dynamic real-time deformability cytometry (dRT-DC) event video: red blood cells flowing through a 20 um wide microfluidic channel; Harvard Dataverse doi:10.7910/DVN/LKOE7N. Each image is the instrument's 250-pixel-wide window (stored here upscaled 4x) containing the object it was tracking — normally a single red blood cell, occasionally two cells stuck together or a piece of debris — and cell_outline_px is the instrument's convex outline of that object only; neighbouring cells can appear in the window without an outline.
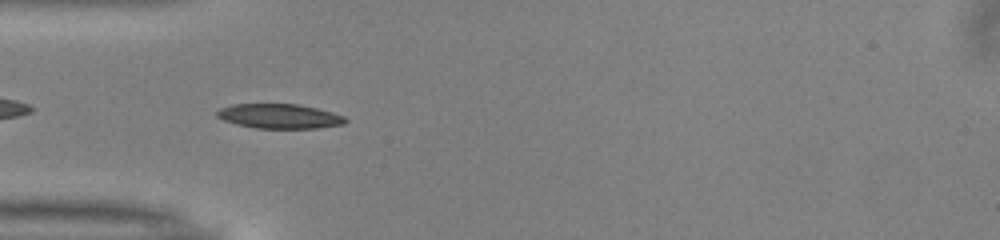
{"species": "common noctule bat (a hibernating species)", "species_latin": "Nyctalus noctula", "temperature_condition": "warm", "stored_images_in_passage": 38, "camera_frame_rate_fps": 3000, "um_per_image_px": 0.085, "animal": {"sex": "male", "body_mass_g": 13.0, "forearm_length_mm": 53.1}, "frame": {"image": 1, "passage_image": 3, "time_ms": 0.667, "image_size_px": [1000, 240], "cell_outline_px": [[348, 120], [344, 124], [316, 128], [256, 128], [236, 124], [224, 120], [216, 116], [216, 112], [220, 108], [232, 104], [300, 104], [332, 112], [344, 116]], "centroid_in_image_um": [23.75, 9.87], "position_along_channel_um": 61.3, "area_um2": 18.38}}
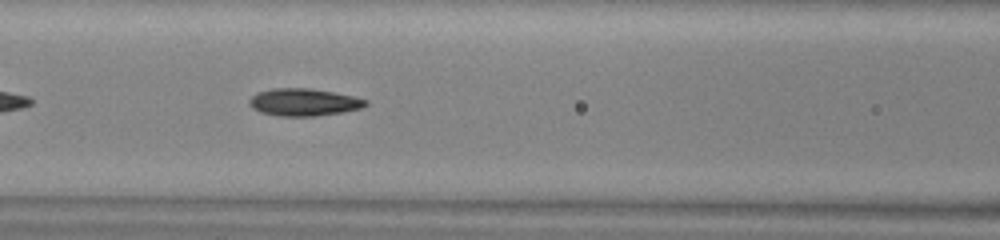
{"frame": {"image": 2, "passage_image": 9, "time_ms": 2.667, "image_size_px": [1000, 240], "cell_outline_px": [[368, 104], [360, 108], [340, 112], [316, 116], [280, 116], [260, 112], [252, 108], [248, 104], [248, 100], [256, 92], [272, 88], [308, 88], [356, 96], [368, 100]], "centroid_in_image_um": [25.79, 8.68], "position_along_channel_um": 140.8, "area_um2": 18.61}}
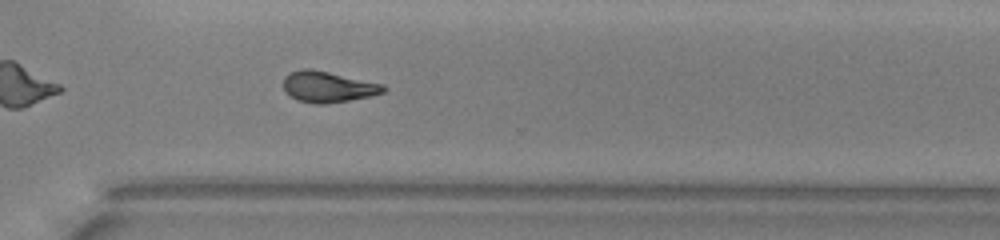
{"frame": {"image": 3, "passage_image": 24, "time_ms": 7.667, "image_size_px": [1000, 240], "cell_outline_px": [[388, 88], [384, 92], [368, 96], [348, 100], [324, 104], [316, 104], [296, 100], [284, 88], [284, 76], [288, 72], [300, 68], [312, 68], [384, 84]], "centroid_in_image_um": [27.87, 7.35], "position_along_channel_um": 342.7, "area_um2": 18.09}, "authors_computed_cell_mechanics": {"area_um2": 17.9758, "velocity_mm_per_s": 4.0524, "shape_relaxation_time_tau1_ms": 10.8178, "shape_relaxation_time_tau2_ms": 4.3815, "deformation_change_tau1": 0.2462, "deformation_change_tau2": 0.1263}}